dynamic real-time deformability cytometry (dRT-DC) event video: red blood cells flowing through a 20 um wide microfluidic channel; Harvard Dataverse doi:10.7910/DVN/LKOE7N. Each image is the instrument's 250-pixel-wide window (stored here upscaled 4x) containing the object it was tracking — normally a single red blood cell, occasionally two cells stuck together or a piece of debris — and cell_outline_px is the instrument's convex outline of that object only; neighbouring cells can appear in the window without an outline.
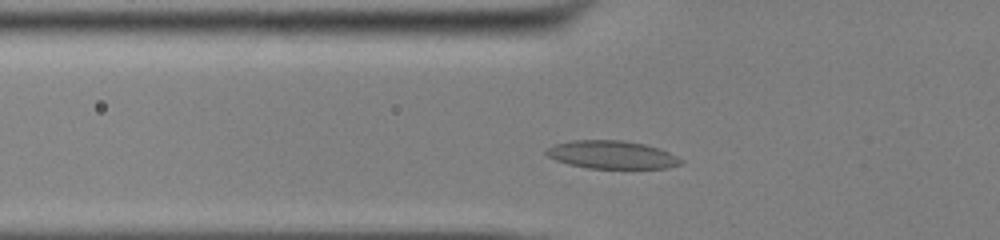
{"species": "common noctule bat (a hibernating species)", "species_latin": "Nyctalus noctula", "temperature_condition": "cold", "stored_images_in_passage": 41, "camera_frame_rate_fps": 3000, "um_per_image_px": 0.085, "animal": {"sex": "male", "body_mass_g": 13.0, "forearm_length_mm": 53.1}, "frame": {"image": 1, "passage_image": 8, "time_ms": 2.333, "image_size_px": [1000, 240], "cell_outline_px": [[684, 164], [668, 168], [588, 168], [568, 164], [556, 160], [548, 156], [544, 152], [544, 148], [552, 144], [572, 140], [624, 140], [644, 144], [668, 152], [684, 160]], "centroid_in_image_um": [51.97, 13.15], "position_along_channel_um": 73.8, "area_um2": 22.14}}
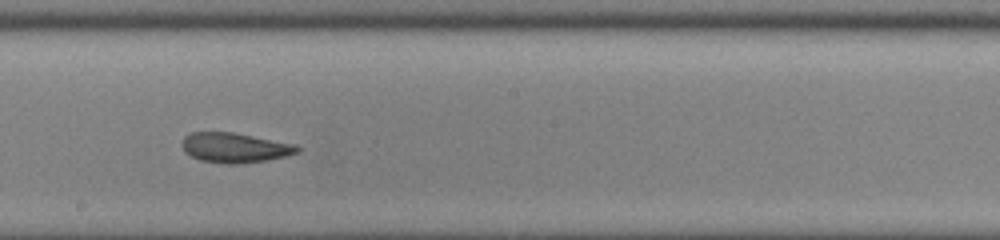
{"frame": {"image": 2, "passage_image": 20, "time_ms": 6.333, "image_size_px": [1000, 240], "cell_outline_px": [[300, 152], [288, 156], [268, 160], [240, 164], [228, 164], [200, 160], [184, 152], [180, 144], [184, 136], [192, 132], [232, 132], [296, 144], [300, 148]], "centroid_in_image_um": [19.97, 12.56], "position_along_channel_um": 228.2, "area_um2": 20.29}}
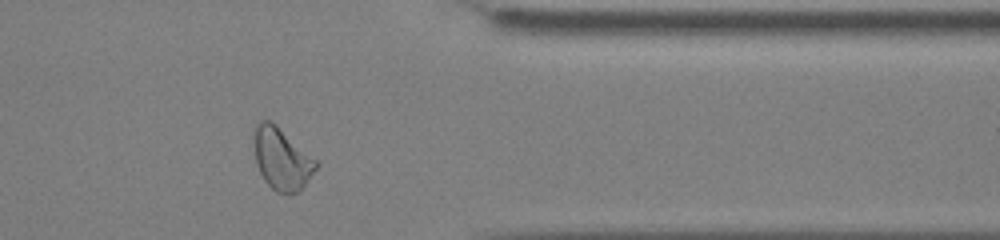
{"frame": {"image": 3, "passage_image": 33, "time_ms": 10.667, "image_size_px": [1000, 240], "cell_outline_px": [[320, 164], [304, 184], [296, 192], [276, 192], [264, 180], [256, 164], [256, 124], [260, 120], [268, 120], [276, 124], [316, 160]], "centroid_in_image_um": [23.96, 13.49], "position_along_channel_um": 387.4, "area_um2": 21.56}}